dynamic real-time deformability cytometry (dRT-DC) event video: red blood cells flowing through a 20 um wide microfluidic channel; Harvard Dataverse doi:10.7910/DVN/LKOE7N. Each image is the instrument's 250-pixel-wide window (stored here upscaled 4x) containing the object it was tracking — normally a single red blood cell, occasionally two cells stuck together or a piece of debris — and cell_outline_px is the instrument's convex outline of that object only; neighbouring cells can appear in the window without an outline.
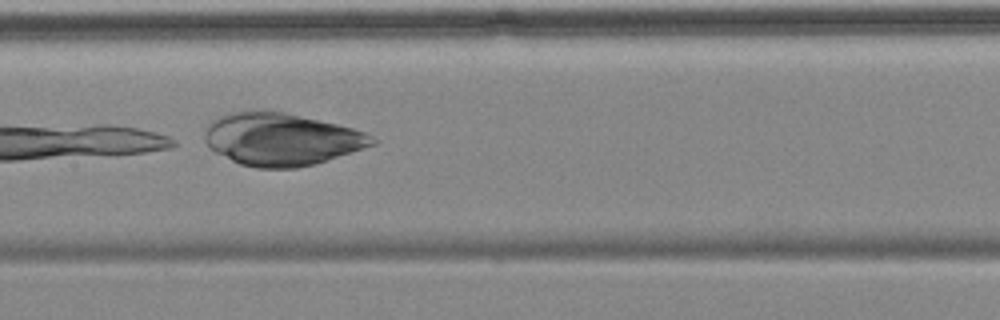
{"species": "common noctule bat (a hibernating species)", "species_latin": "Nyctalus noctula", "temperature_condition": "cold", "stored_images_in_passage": 9, "camera_frame_rate_fps": 3000, "um_per_image_px": 0.085, "animal": {"sex": "female", "body_mass_g": 18.4}, "frame": {"image": 1, "passage_image": 6, "time_ms": 6.667, "image_size_px": [1000, 320], "cell_outline_px": [[376, 144], [316, 164], [296, 168], [256, 168], [240, 164], [208, 148], [204, 140], [204, 132], [208, 124], [212, 120], [228, 112], [252, 108], [256, 108], [284, 112], [336, 124], [352, 128], [364, 132], [372, 136], [376, 140]], "centroid_in_image_um": [23.86, 11.82], "position_along_channel_um": 183.5, "area_um2": 51.73}}
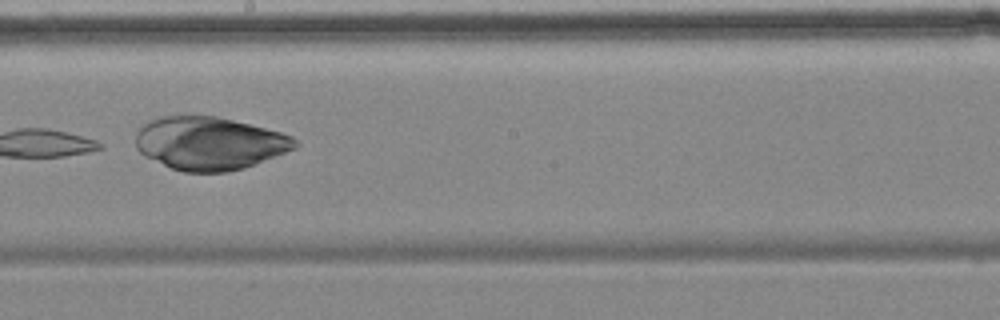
{"frame": {"image": 2, "passage_image": 7, "time_ms": 8.0, "image_size_px": [1000, 320], "cell_outline_px": [[300, 144], [296, 148], [244, 168], [228, 172], [184, 172], [172, 168], [140, 152], [136, 148], [136, 132], [148, 120], [160, 116], [184, 112], [216, 116], [280, 132], [292, 136]], "centroid_in_image_um": [17.77, 12.14], "position_along_channel_um": 230.4, "area_um2": 49.65}}
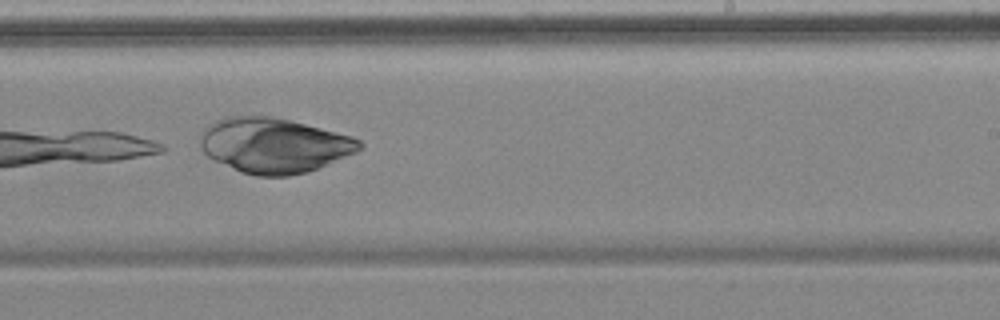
{"frame": {"image": 3, "passage_image": 8, "time_ms": 9.0, "image_size_px": [1000, 320], "cell_outline_px": [[364, 148], [356, 152], [308, 172], [288, 176], [256, 176], [240, 172], [212, 160], [200, 148], [200, 140], [208, 124], [216, 120], [228, 116], [268, 116], [288, 120], [352, 136], [360, 140], [364, 144]], "centroid_in_image_um": [23.28, 12.37], "position_along_channel_um": 265.7, "area_um2": 50.98}}